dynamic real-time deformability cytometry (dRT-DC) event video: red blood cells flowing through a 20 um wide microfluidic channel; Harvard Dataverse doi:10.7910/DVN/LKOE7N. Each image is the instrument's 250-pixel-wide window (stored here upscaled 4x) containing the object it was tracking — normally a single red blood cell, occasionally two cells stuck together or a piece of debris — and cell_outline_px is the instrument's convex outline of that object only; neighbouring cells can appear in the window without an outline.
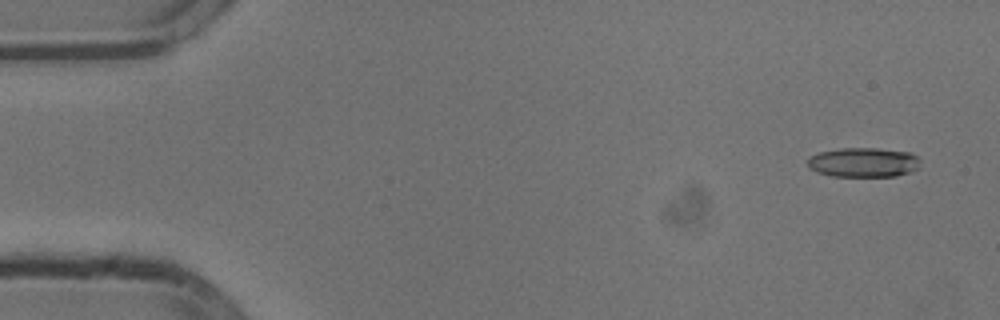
{"species": "common noctule bat (a hibernating species)", "species_latin": "Nyctalus noctula", "temperature_condition": "cold", "stored_images_in_passage": 17, "camera_frame_rate_fps": 3000, "um_per_image_px": 0.085, "animal": {"sex": "male", "body_mass_g": 13.3}, "frame": {"image": 1, "passage_image": 3, "time_ms": 0.667, "image_size_px": [1000, 320], "cell_outline_px": [[920, 168], [912, 172], [896, 176], [832, 176], [816, 172], [808, 168], [808, 160], [812, 156], [820, 152], [840, 148], [876, 148], [908, 152], [916, 156], [920, 160]], "centroid_in_image_um": [73.42, 13.81], "position_along_channel_um": 11.6, "area_um2": 19.48}}
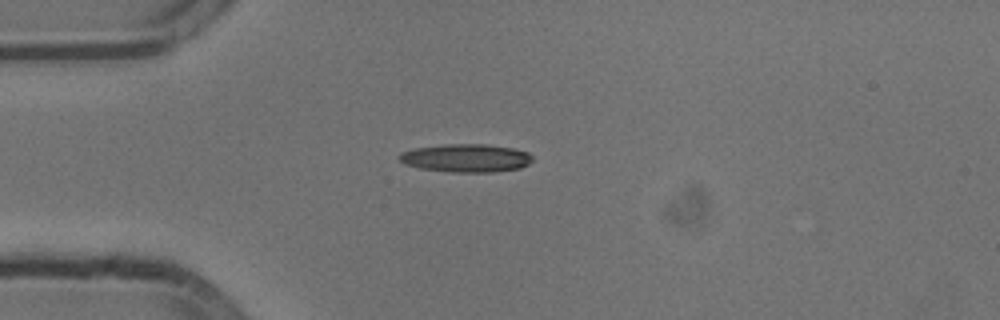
{"frame": {"image": 2, "passage_image": 14, "time_ms": 4.333, "image_size_px": [1000, 320], "cell_outline_px": [[532, 160], [528, 164], [520, 168], [492, 172], [452, 172], [420, 168], [404, 164], [400, 160], [400, 152], [412, 148], [444, 144], [488, 144], [512, 148], [528, 152], [532, 156]], "centroid_in_image_um": [39.6, 13.42], "position_along_channel_um": 45.4, "area_um2": 21.91}}